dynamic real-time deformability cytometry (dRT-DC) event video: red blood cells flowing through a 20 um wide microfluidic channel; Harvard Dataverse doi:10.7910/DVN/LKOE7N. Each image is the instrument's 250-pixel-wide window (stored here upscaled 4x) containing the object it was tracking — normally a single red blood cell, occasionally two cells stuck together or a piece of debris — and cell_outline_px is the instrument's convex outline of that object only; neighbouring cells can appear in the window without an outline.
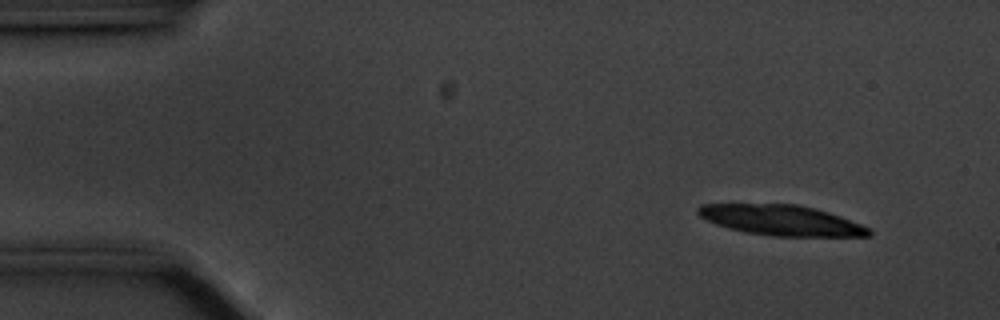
{"species": "common noctule bat (a hibernating species)", "species_latin": "Nyctalus noctula", "temperature_condition": "cold", "stored_images_in_passage": 55, "segment_of_instrument_passage": [1, 2], "camera_frame_rate_fps": 3000, "um_per_image_px": 0.085, "animal": {"sex": "male", "body_mass_g": 20.1, "forearm_length_mm": 53.5}, "frame": {"image": 1, "passage_image": 4, "time_ms": 1.0, "image_size_px": [1000, 320], "cell_outline_px": [[872, 236], [772, 236], [744, 232], [728, 228], [716, 224], [700, 216], [696, 212], [696, 208], [700, 204], [796, 204], [816, 208], [840, 216], [860, 224], [868, 228], [872, 232]], "centroid_in_image_um": [66.39, 18.72], "position_along_channel_um": 18.6, "area_um2": 30.17}}